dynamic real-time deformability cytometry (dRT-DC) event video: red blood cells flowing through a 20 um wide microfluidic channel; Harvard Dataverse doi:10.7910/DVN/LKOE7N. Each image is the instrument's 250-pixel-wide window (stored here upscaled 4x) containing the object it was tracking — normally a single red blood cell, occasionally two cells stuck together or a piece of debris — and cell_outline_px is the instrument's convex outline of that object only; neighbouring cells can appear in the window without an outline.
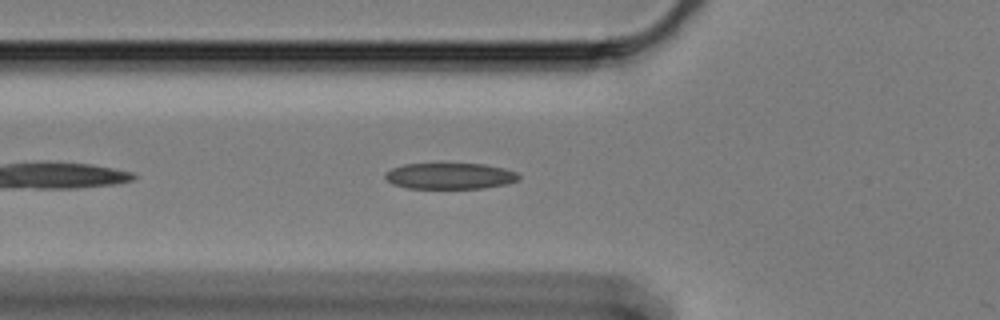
{"species": "Egyptian fruit bat (a non-hibernating species)", "species_latin": "Rousettus aegyptiacus", "temperature_condition": "cold", "stored_images_in_passage": 18, "camera_frame_rate_fps": 3000, "um_per_image_px": 0.085, "animal": {"sex": "female"}, "frame": {"image": 1, "passage_image": 6, "time_ms": 1.667, "image_size_px": [1000, 320], "cell_outline_px": [[520, 180], [504, 184], [484, 188], [408, 188], [392, 184], [384, 176], [392, 168], [404, 164], [484, 164], [504, 168], [516, 172], [520, 176]], "centroid_in_image_um": [38.27, 14.96], "position_along_channel_um": 87.5, "area_um2": 20.17}}
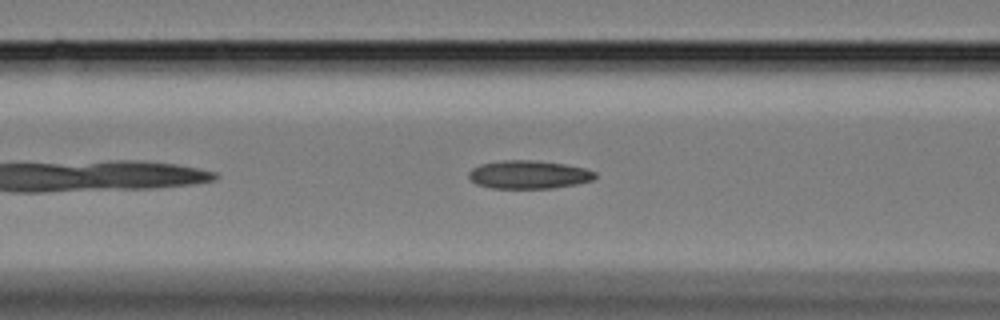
{"frame": {"image": 2, "passage_image": 9, "time_ms": 2.667, "image_size_px": [1000, 320], "cell_outline_px": [[596, 176], [592, 180], [576, 184], [552, 188], [492, 188], [476, 184], [468, 176], [468, 172], [472, 168], [480, 164], [504, 160], [532, 160], [564, 164], [584, 168], [596, 172]], "centroid_in_image_um": [44.92, 14.84], "position_along_channel_um": 121.7, "area_um2": 20.69}}
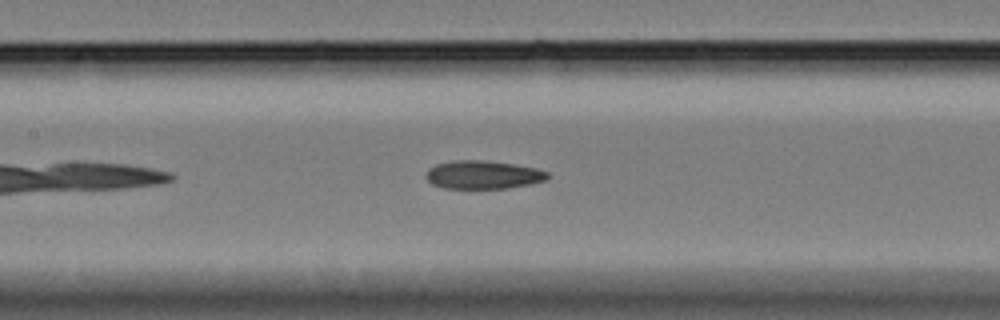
{"frame": {"image": 3, "passage_image": 13, "time_ms": 4.0, "image_size_px": [1000, 320], "cell_outline_px": [[548, 176], [544, 180], [528, 184], [508, 188], [444, 188], [432, 184], [428, 180], [428, 168], [436, 164], [452, 160], [480, 160], [512, 164], [536, 168], [548, 172]], "centroid_in_image_um": [41.04, 14.85], "position_along_channel_um": 166.4, "area_um2": 19.71}}